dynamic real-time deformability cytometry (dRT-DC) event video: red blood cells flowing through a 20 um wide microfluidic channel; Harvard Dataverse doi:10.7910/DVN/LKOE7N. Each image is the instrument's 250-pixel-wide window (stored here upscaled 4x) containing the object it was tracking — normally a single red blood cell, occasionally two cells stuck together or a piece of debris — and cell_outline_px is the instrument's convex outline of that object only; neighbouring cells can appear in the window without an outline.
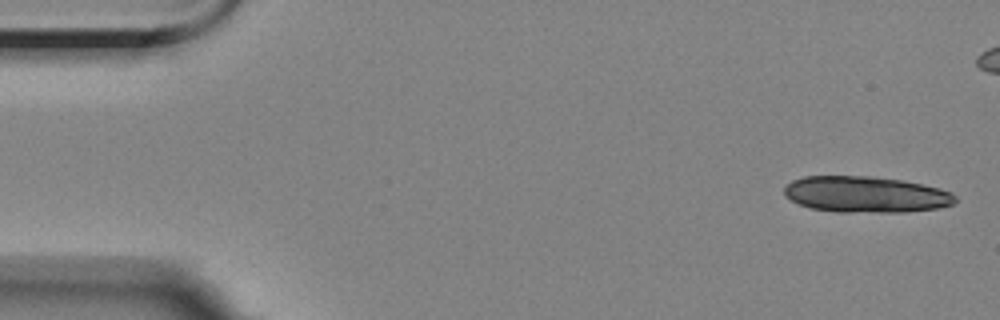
{"species": "Egyptian fruit bat (a non-hibernating species)", "species_latin": "Rousettus aegyptiacus", "temperature_condition": "room temperature", "stored_images_in_passage": 15, "camera_frame_rate_fps": 3000, "um_per_image_px": 0.085, "animal": {"sex": "female"}, "frame": {"image": 1, "passage_image": 1, "time_ms": 0.0, "image_size_px": [1000, 320], "cell_outline_px": [[956, 200], [952, 204], [940, 208], [904, 212], [836, 212], [812, 208], [800, 204], [784, 196], [784, 188], [792, 180], [804, 176], [868, 176], [900, 180], [940, 188], [952, 192], [956, 196]], "centroid_in_image_um": [73.59, 16.53], "position_along_channel_um": 11.4, "area_um2": 36.01}}
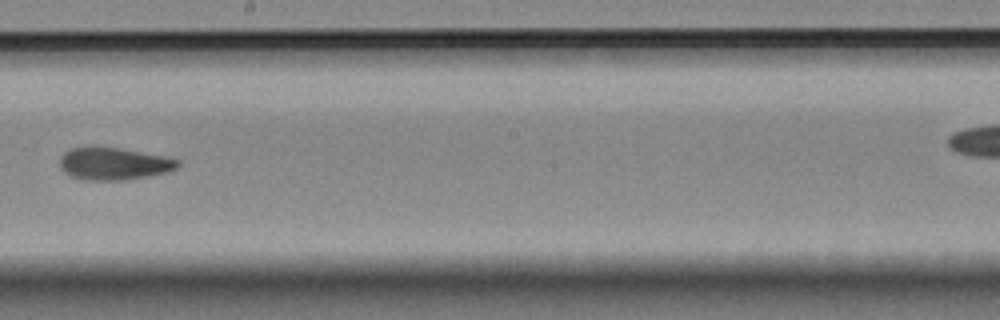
{"frame": {"image": 2, "passage_image": 9, "time_ms": 10.0, "image_size_px": [1000, 320], "cell_outline_px": [[180, 164], [176, 168], [168, 172], [120, 180], [92, 180], [72, 176], [64, 172], [60, 168], [60, 156], [64, 152], [72, 148], [88, 144], [120, 148], [164, 156], [180, 160]], "centroid_in_image_um": [9.63, 13.87], "position_along_channel_um": 238.6, "area_um2": 22.43}}
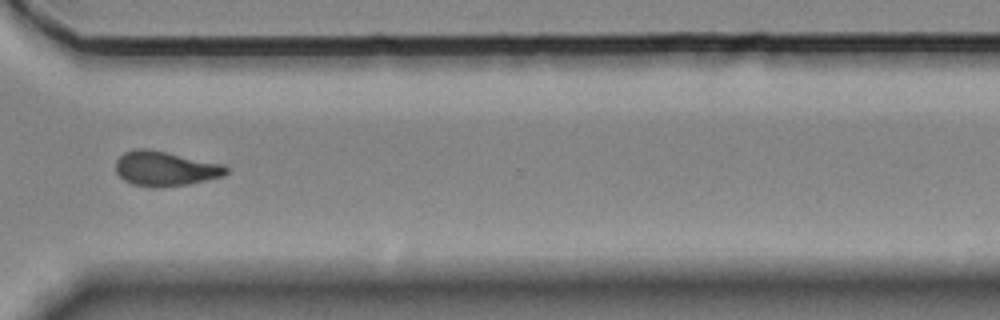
{"frame": {"image": 3, "passage_image": 12, "time_ms": 13.333, "image_size_px": [1000, 320], "cell_outline_px": [[228, 172], [224, 176], [188, 184], [160, 188], [152, 188], [132, 184], [124, 180], [116, 172], [116, 160], [124, 152], [136, 148], [148, 148], [224, 164], [228, 168]], "centroid_in_image_um": [14.04, 14.33], "position_along_channel_um": 356.6, "area_um2": 22.6}}